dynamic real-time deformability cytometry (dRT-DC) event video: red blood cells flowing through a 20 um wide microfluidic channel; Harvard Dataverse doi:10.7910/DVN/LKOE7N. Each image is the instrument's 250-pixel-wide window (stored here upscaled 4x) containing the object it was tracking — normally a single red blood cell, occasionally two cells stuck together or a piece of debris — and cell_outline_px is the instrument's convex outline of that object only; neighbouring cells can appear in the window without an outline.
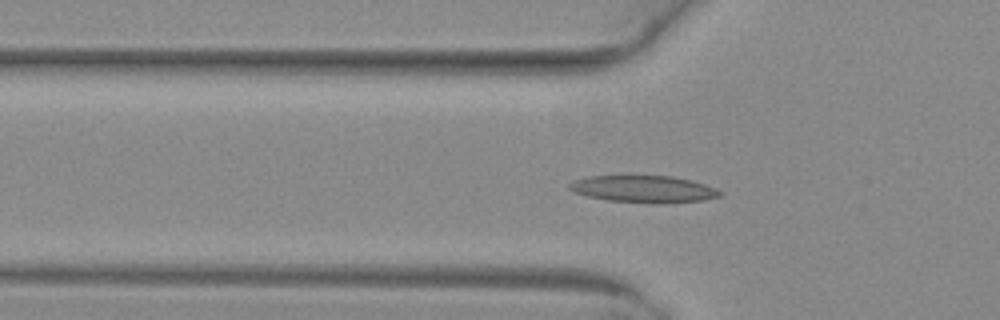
{"species": "common noctule bat (a hibernating species)", "species_latin": "Nyctalus noctula", "temperature_condition": "warm", "stored_images_in_passage": 53, "segment_of_instrument_passage": [1, 2], "camera_frame_rate_fps": 3000, "um_per_image_px": 0.085, "animal": {"sex": "female", "body_mass_g": 29.2, "forearm_length_mm": 56.3}, "frame": {"image": 1, "passage_image": 18, "time_ms": 5.667, "image_size_px": [1000, 320], "cell_outline_px": [[724, 192], [720, 196], [704, 200], [664, 204], [648, 204], [608, 200], [588, 196], [572, 192], [568, 188], [568, 184], [576, 180], [588, 176], [672, 176], [704, 184], [716, 188]], "centroid_in_image_um": [54.72, 16.09], "position_along_channel_um": 71.1, "area_um2": 23.87}}
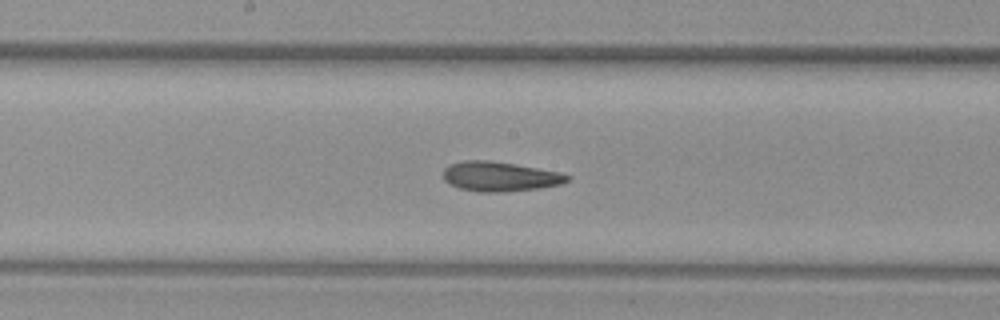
{"frame": {"image": 2, "passage_image": 28, "time_ms": 9.0, "image_size_px": [1000, 320], "cell_outline_px": [[572, 176], [568, 180], [560, 184], [540, 188], [504, 192], [476, 192], [460, 188], [448, 184], [444, 180], [444, 168], [448, 164], [464, 160], [488, 160], [560, 172]], "centroid_in_image_um": [42.45, 15.01], "position_along_channel_um": 205.7, "area_um2": 21.44}}
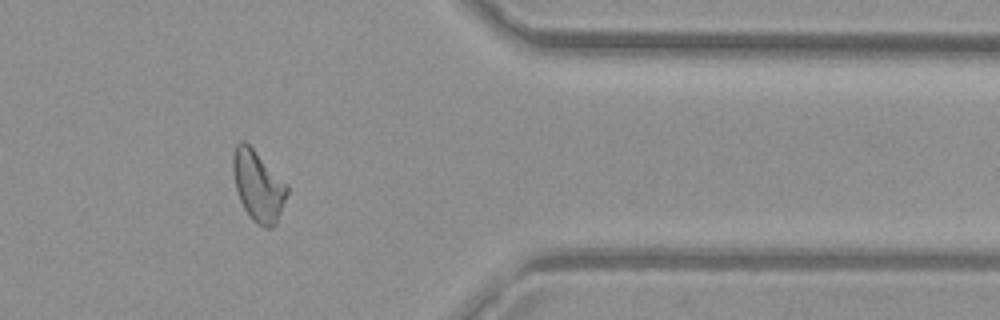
{"frame": {"image": 3, "passage_image": 43, "time_ms": 14.0, "image_size_px": [1000, 320], "cell_outline_px": [[288, 192], [276, 224], [268, 228], [264, 228], [256, 224], [252, 220], [244, 208], [236, 192], [232, 172], [232, 156], [236, 144], [240, 140], [244, 140], [288, 184]], "centroid_in_image_um": [21.92, 15.8], "position_along_channel_um": 389.5, "area_um2": 22.37}}